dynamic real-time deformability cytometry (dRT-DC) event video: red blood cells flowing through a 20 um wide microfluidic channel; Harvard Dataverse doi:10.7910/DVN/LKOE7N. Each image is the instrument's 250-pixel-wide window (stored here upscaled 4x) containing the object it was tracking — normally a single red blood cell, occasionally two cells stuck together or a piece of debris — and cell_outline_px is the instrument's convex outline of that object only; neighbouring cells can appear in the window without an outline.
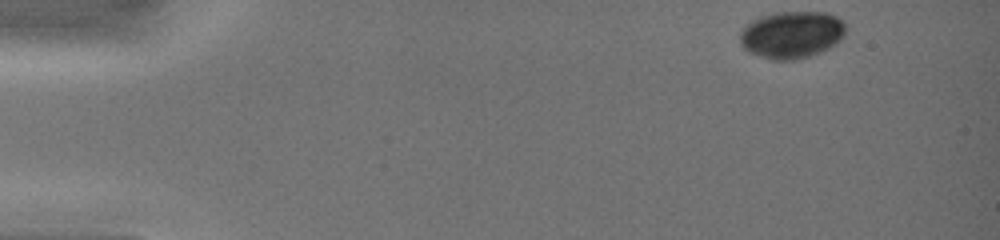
{"species": "common noctule bat (a hibernating species)", "species_latin": "Nyctalus noctula", "temperature_condition": "warm", "stored_images_in_passage": 5, "camera_frame_rate_fps": 3000, "um_per_image_px": 0.085, "animal": {"sex": "female", "body_mass_g": 19.0, "forearm_length_mm": 51.5}, "frame": {"image": 1, "passage_image": 1, "time_ms": 0.0, "image_size_px": [1000, 240], "cell_outline_px": [[848, 28], [844, 36], [836, 44], [820, 52], [808, 56], [792, 60], [772, 60], [748, 52], [740, 44], [740, 32], [752, 20], [760, 16], [776, 12], [828, 12], [844, 20]], "centroid_in_image_um": [67.33, 2.93], "position_along_channel_um": 17.7, "area_um2": 29.36}}
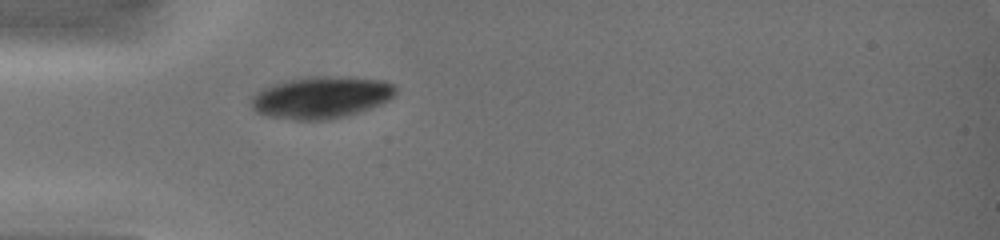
{"frame": {"image": 2, "passage_image": 5, "time_ms": 3.667, "image_size_px": [1000, 240], "cell_outline_px": [[396, 92], [388, 100], [372, 108], [348, 116], [328, 120], [292, 120], [264, 116], [256, 112], [252, 108], [252, 96], [260, 88], [272, 84], [288, 80], [308, 76], [352, 76], [384, 80], [396, 84]], "centroid_in_image_um": [27.31, 8.27], "position_along_channel_um": 57.7, "area_um2": 36.07}}